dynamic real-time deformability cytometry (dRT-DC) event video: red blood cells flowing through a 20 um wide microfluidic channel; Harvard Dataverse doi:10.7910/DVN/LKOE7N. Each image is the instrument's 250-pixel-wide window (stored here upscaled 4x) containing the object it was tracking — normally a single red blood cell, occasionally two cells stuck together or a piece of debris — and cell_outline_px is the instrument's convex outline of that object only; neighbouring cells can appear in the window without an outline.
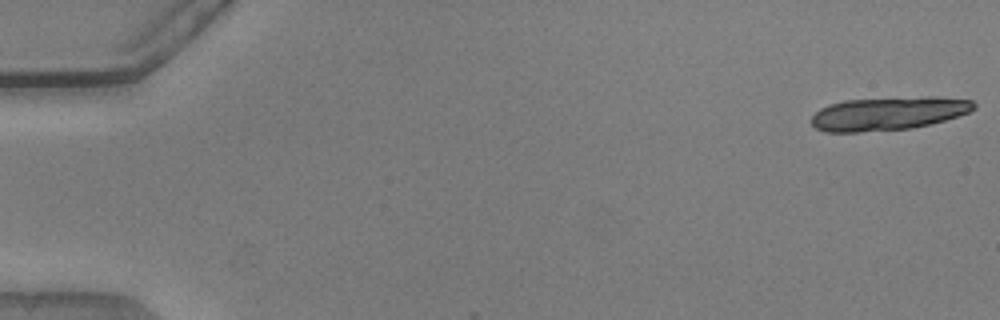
{"species": "common noctule bat (a hibernating species)", "species_latin": "Nyctalus noctula", "temperature_condition": "warm", "stored_images_in_passage": 4, "camera_frame_rate_fps": 3000, "um_per_image_px": 0.085, "animal": {"sex": "male", "body_mass_g": 20.5, "forearm_length_mm": 52.5}, "frame": {"image": 1, "passage_image": 1, "time_ms": 0.0, "image_size_px": [1000, 320], "cell_outline_px": [[976, 108], [968, 112], [944, 120], [912, 128], [856, 132], [824, 132], [816, 128], [808, 120], [820, 108], [844, 100], [924, 96], [936, 96], [972, 100], [976, 104]], "centroid_in_image_um": [75.48, 9.64], "position_along_channel_um": 9.5, "area_um2": 31.62}}